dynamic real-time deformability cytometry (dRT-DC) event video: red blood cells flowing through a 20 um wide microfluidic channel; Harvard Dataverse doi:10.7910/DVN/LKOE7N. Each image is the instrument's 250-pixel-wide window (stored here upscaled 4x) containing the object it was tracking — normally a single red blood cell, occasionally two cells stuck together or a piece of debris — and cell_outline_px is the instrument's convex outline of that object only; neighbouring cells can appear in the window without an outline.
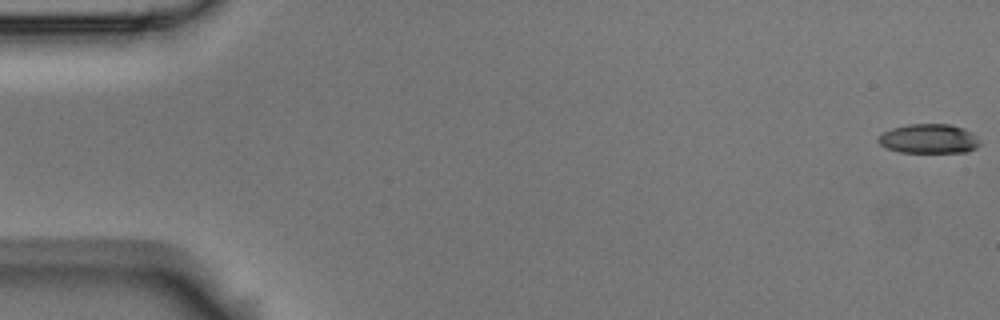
{"species": "Egyptian fruit bat (a non-hibernating species)", "species_latin": "Rousettus aegyptiacus", "temperature_condition": "room temperature", "stored_images_in_passage": 58, "camera_frame_rate_fps": 3000, "um_per_image_px": 0.085, "animal": {"sex": "male"}, "frame": {"image": 1, "passage_image": 1, "time_ms": 0.0, "image_size_px": [1000, 320], "cell_outline_px": [[980, 144], [976, 148], [968, 152], [900, 152], [888, 148], [880, 144], [876, 140], [884, 132], [892, 128], [908, 124], [948, 124], [964, 128], [972, 132], [980, 140]], "centroid_in_image_um": [78.99, 11.79], "position_along_channel_um": 6.0, "area_um2": 17.4}}
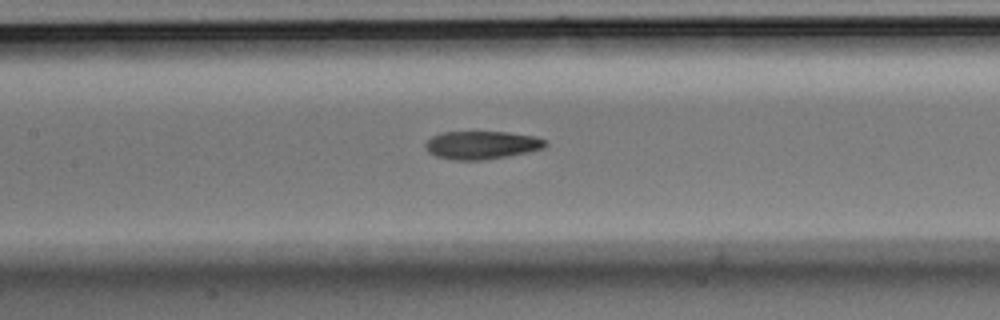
{"frame": {"image": 2, "passage_image": 27, "time_ms": 8.667, "image_size_px": [1000, 320], "cell_outline_px": [[548, 144], [544, 148], [528, 152], [508, 156], [480, 160], [452, 160], [436, 156], [428, 152], [424, 148], [424, 144], [432, 136], [440, 132], [508, 132], [536, 136], [548, 140]], "centroid_in_image_um": [40.96, 12.32], "position_along_channel_um": 166.4, "area_um2": 19.88}}
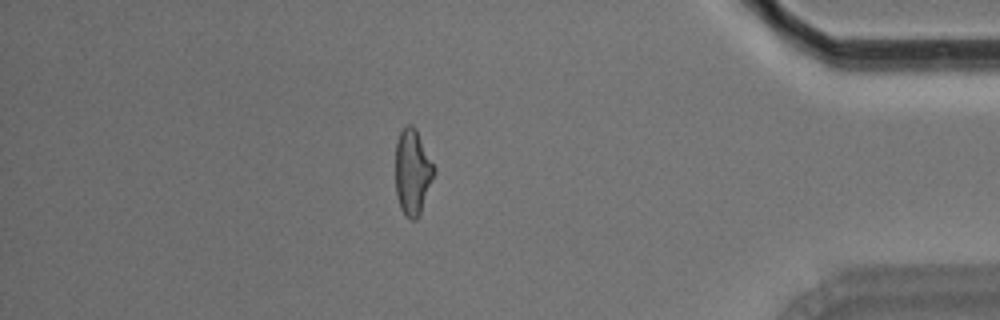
{"frame": {"image": 3, "passage_image": 50, "time_ms": 16.333, "image_size_px": [1000, 320], "cell_outline_px": [[436, 172], [420, 212], [416, 220], [412, 220], [400, 208], [396, 196], [396, 140], [404, 124], [412, 124], [416, 128], [436, 168]], "centroid_in_image_um": [35.07, 14.56], "position_along_channel_um": 400.1, "area_um2": 19.36}, "authors_computed_cell_mechanics": {"area_um2": 19.4786, "velocity_mm_per_s": 3.5395, "shape_relaxation_time_tau1_ms": 5.2061, "shape_relaxation_time_tau2_ms": 3.3175, "deformation_change_tau1": 0.1762, "deformation_change_tau2": 0.1189}}